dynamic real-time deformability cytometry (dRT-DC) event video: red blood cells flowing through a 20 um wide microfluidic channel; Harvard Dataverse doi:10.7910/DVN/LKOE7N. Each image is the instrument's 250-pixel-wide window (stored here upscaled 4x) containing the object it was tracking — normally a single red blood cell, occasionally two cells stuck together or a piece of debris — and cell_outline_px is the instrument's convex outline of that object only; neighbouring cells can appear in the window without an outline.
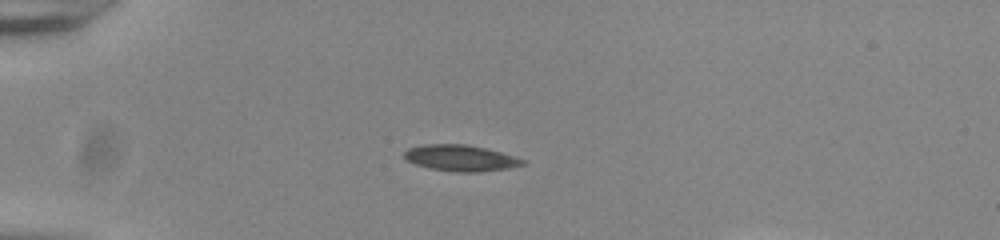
{"species": "common noctule bat (a hibernating species)", "species_latin": "Nyctalus noctula", "temperature_condition": "room temperature", "stored_images_in_passage": 39, "camera_frame_rate_fps": 3000, "um_per_image_px": 0.085, "animal": {"sex": "male", "body_mass_g": 20.0, "forearm_length_mm": 53.3}, "frame": {"image": 1, "passage_image": 1, "time_ms": 0.0, "image_size_px": [1000, 240], "cell_outline_px": [[528, 160], [524, 164], [508, 168], [476, 172], [460, 172], [428, 168], [416, 164], [408, 160], [404, 156], [404, 152], [408, 148], [424, 144], [464, 144], [484, 148], [500, 152]], "centroid_in_image_um": [39.16, 13.43], "position_along_channel_um": 45.8, "area_um2": 17.86}}
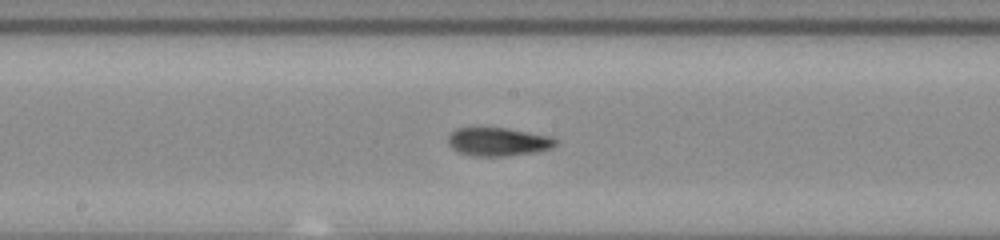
{"frame": {"image": 2, "passage_image": 16, "time_ms": 5.0, "image_size_px": [1000, 240], "cell_outline_px": [[560, 144], [552, 148], [536, 152], [508, 156], [476, 156], [460, 152], [452, 148], [448, 144], [448, 136], [456, 128], [508, 128], [552, 136], [560, 140]], "centroid_in_image_um": [42.43, 12.05], "position_along_channel_um": 205.8, "area_um2": 18.03}}
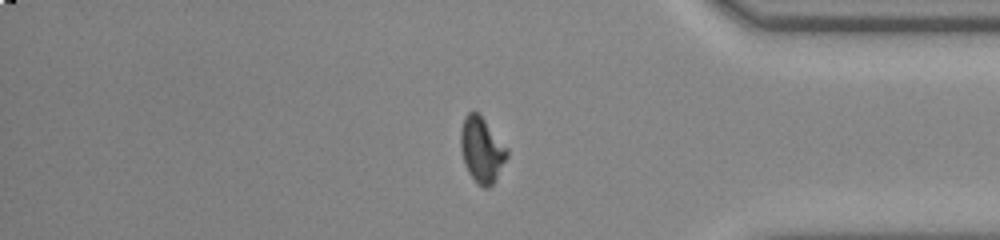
{"frame": {"image": 3, "passage_image": 32, "time_ms": 10.333, "image_size_px": [1000, 240], "cell_outline_px": [[508, 156], [492, 184], [488, 188], [484, 188], [468, 172], [460, 148], [460, 128], [464, 116], [468, 112], [476, 112], [484, 120], [508, 148]], "centroid_in_image_um": [40.93, 12.7], "position_along_channel_um": 394.3, "area_um2": 17.28}}